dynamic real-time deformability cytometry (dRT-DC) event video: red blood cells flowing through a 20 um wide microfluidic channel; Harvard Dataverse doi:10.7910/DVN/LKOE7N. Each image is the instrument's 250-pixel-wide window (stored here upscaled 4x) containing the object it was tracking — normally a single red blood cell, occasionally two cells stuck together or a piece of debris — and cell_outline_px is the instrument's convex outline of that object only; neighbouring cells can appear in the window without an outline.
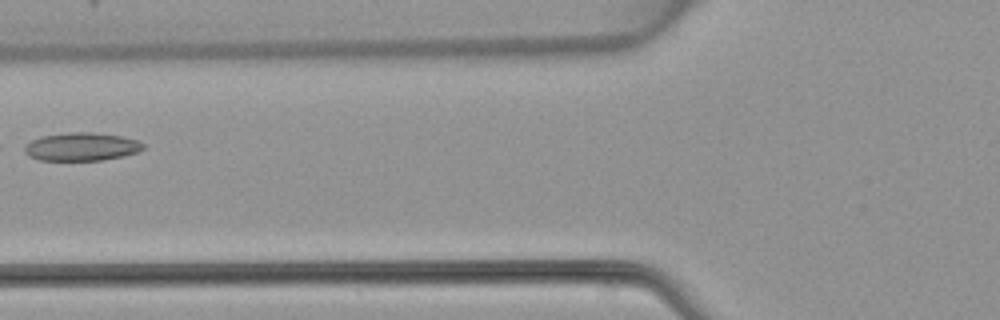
{"species": "common noctule bat (a hibernating species)", "species_latin": "Nyctalus noctula", "temperature_condition": "warm", "stored_images_in_passage": 5, "camera_frame_rate_fps": 3000, "um_per_image_px": 0.085, "animal": {"sex": "female", "body_mass_g": 22.7, "forearm_length_mm": 54.2}, "frame": {"image": 1, "passage_image": 5, "time_ms": 5.333, "image_size_px": [1000, 320], "cell_outline_px": [[144, 148], [136, 152], [124, 156], [104, 160], [40, 160], [28, 156], [24, 152], [24, 144], [32, 140], [44, 136], [72, 132], [92, 132], [120, 136], [140, 140], [144, 144]], "centroid_in_image_um": [6.94, 12.47], "position_along_channel_um": 118.9, "area_um2": 19.48}}